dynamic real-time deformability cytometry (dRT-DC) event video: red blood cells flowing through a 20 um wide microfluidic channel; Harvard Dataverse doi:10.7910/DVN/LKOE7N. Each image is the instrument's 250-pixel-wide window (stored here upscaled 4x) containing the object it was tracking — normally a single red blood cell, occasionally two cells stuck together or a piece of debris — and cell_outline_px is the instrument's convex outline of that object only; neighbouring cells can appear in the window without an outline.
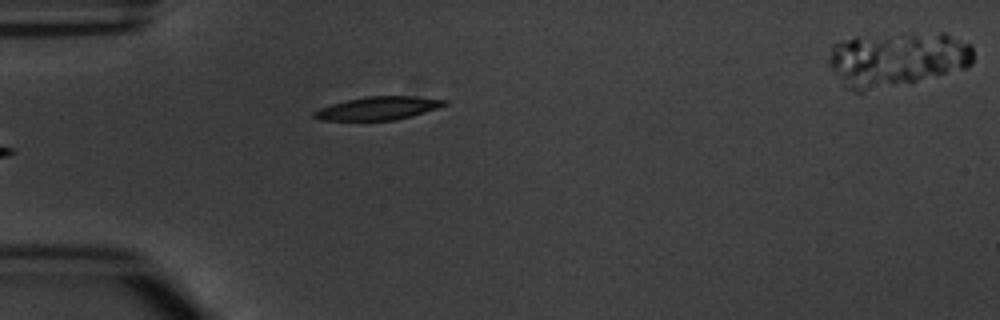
{"species": "common noctule bat (a hibernating species)", "species_latin": "Nyctalus noctula", "temperature_condition": "warm", "stored_images_in_passage": 6, "camera_frame_rate_fps": 3000, "um_per_image_px": 0.085, "animal": {"sex": "male", "body_mass_g": 20.1, "forearm_length_mm": 53.5}, "frame": {"image": 1, "passage_image": 5, "time_ms": 4.667, "image_size_px": [1000, 320], "cell_outline_px": [[448, 104], [412, 116], [396, 120], [320, 120], [312, 116], [312, 112], [320, 108], [332, 104], [364, 96], [416, 96], [448, 100]], "centroid_in_image_um": [32.15, 9.2], "position_along_channel_um": 52.8, "area_um2": 17.57}}